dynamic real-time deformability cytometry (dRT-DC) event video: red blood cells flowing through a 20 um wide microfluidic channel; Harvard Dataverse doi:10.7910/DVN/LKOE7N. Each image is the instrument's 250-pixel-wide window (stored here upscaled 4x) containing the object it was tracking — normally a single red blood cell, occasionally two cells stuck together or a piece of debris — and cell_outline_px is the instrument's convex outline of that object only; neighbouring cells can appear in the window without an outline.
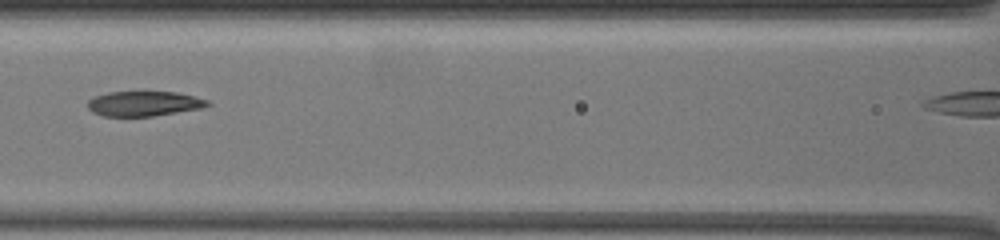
{"species": "common noctule bat (a hibernating species)", "species_latin": "Nyctalus noctula", "temperature_condition": "warm", "stored_images_in_passage": 7, "segment_of_instrument_passage": [1, 2], "camera_frame_rate_fps": 3000, "um_per_image_px": 0.085, "animal": {"sex": "female", "body_mass_g": 19.5, "forearm_length_mm": 54.1}, "frame": {"image": 1, "passage_image": 4, "time_ms": 2.667, "image_size_px": [1000, 240], "cell_outline_px": [[212, 104], [200, 108], [152, 116], [104, 116], [92, 112], [88, 108], [88, 100], [96, 96], [108, 92], [144, 88], [176, 92], [208, 100]], "centroid_in_image_um": [12.21, 8.75], "position_along_channel_um": 154.4, "area_um2": 18.15}}
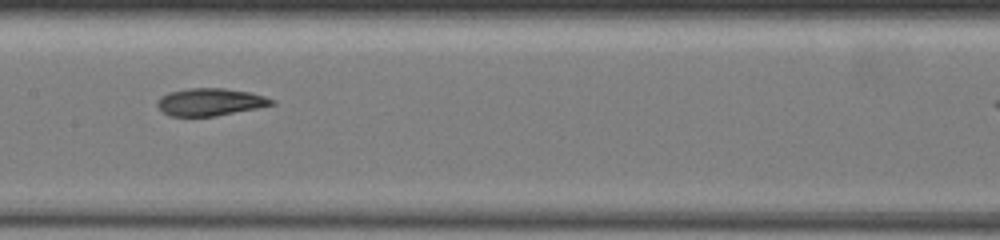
{"frame": {"image": 2, "passage_image": 5, "time_ms": 3.667, "image_size_px": [1000, 240], "cell_outline_px": [[276, 104], [216, 116], [168, 116], [156, 104], [156, 100], [160, 96], [168, 92], [188, 88], [224, 88], [248, 92], [264, 96], [276, 100]], "centroid_in_image_um": [17.84, 8.66], "position_along_channel_um": 189.6, "area_um2": 18.32}}